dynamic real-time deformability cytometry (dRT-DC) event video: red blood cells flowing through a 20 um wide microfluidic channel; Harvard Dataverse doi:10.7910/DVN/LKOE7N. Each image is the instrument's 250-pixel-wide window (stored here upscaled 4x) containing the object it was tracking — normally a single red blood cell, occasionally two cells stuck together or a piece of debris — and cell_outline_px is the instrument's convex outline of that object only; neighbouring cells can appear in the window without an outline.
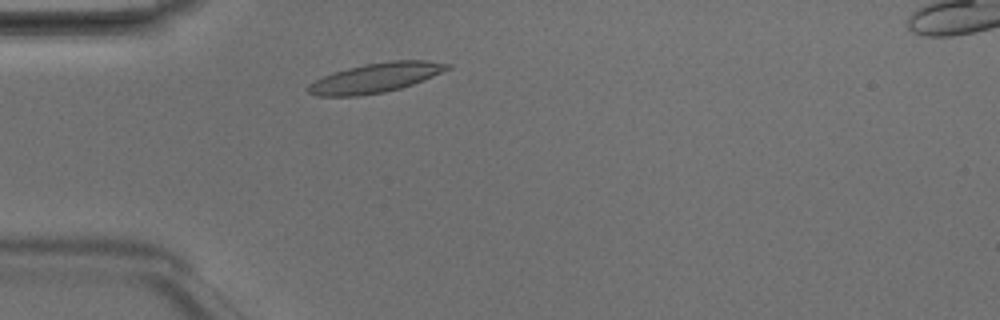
{"species": "Egyptian fruit bat (a non-hibernating species)", "species_latin": "Rousettus aegyptiacus", "temperature_condition": "room temperature", "stored_images_in_passage": 2, "camera_frame_rate_fps": 3000, "um_per_image_px": 0.085, "animal": {"sex": "male"}, "frame": {"image": 1, "passage_image": 2, "time_ms": 0.333, "image_size_px": [1000, 320], "cell_outline_px": [[452, 68], [412, 84], [400, 88], [384, 92], [360, 96], [316, 96], [308, 92], [308, 84], [324, 76], [348, 68], [364, 64], [392, 60], [428, 60], [452, 64]], "centroid_in_image_um": [31.95, 6.61], "position_along_channel_um": 53.0, "area_um2": 23.81}}